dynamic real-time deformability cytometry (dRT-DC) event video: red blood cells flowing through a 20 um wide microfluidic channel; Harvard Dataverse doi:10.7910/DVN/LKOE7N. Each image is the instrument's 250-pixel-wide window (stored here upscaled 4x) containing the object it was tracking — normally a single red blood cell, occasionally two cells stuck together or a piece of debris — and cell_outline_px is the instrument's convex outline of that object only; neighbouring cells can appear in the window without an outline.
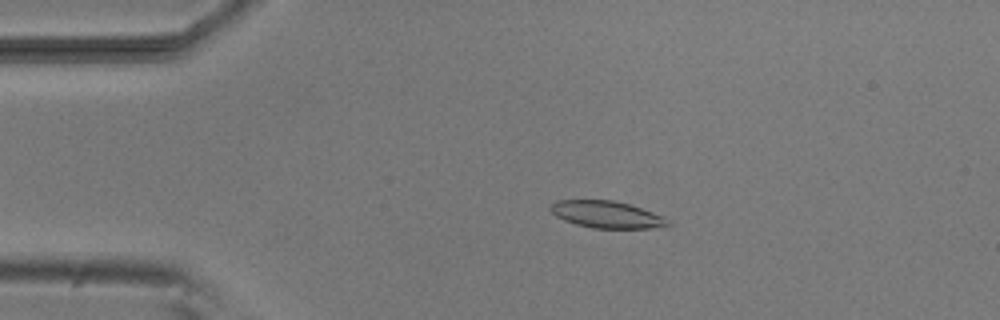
{"species": "common noctule bat (a hibernating species)", "species_latin": "Nyctalus noctula", "temperature_condition": "room temperature", "stored_images_in_passage": 53, "camera_frame_rate_fps": 3000, "um_per_image_px": 0.085, "animal": {"sex": "male", "body_mass_g": 20.5, "forearm_length_mm": 52.5}, "frame": {"image": 1, "passage_image": 11, "time_ms": 3.333, "image_size_px": [1000, 320], "cell_outline_px": [[672, 224], [668, 228], [592, 228], [576, 224], [564, 220], [556, 216], [548, 208], [556, 200], [612, 200], [628, 204], [664, 216]], "centroid_in_image_um": [51.61, 18.24], "position_along_channel_um": 33.4, "area_um2": 18.55}}
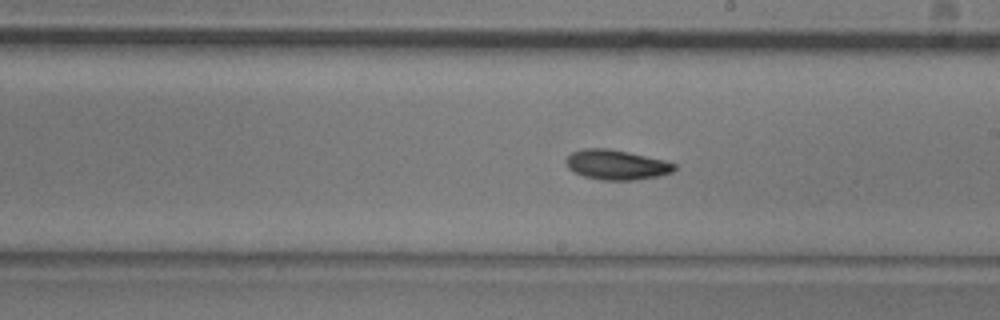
{"frame": {"image": 2, "passage_image": 30, "time_ms": 9.667, "image_size_px": [1000, 320], "cell_outline_px": [[676, 168], [672, 172], [660, 176], [636, 180], [600, 180], [584, 176], [572, 172], [568, 168], [564, 160], [572, 152], [584, 148], [608, 148], [628, 152], [664, 160], [676, 164]], "centroid_in_image_um": [52.38, 14.01], "position_along_channel_um": 236.6, "area_um2": 19.02}}
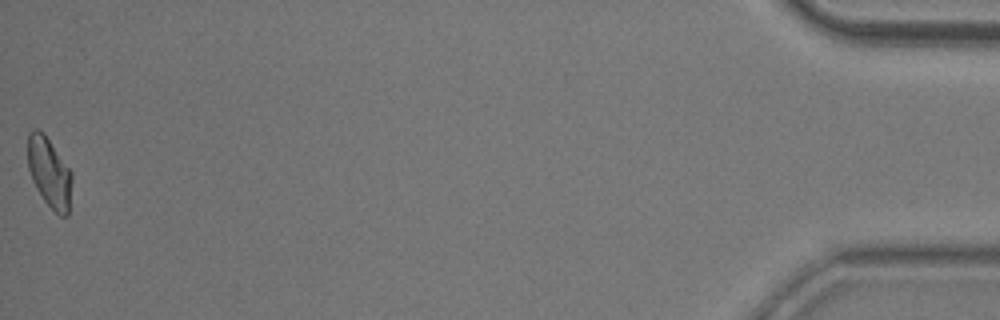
{"frame": {"image": 3, "passage_image": 53, "time_ms": 17.333, "image_size_px": [1000, 320], "cell_outline_px": [[72, 180], [68, 216], [60, 216], [44, 200], [36, 188], [32, 180], [28, 168], [28, 132], [32, 128], [36, 128], [44, 132], [72, 172]], "centroid_in_image_um": [4.19, 14.63], "position_along_channel_um": 431.0, "area_um2": 18.09}, "authors_computed_cell_mechanics": {"area_um2": 18.3804, "velocity_mm_per_s": 3.837, "shape_relaxation_time_tau1_ms": 4.9732, "shape_relaxation_time_tau2_ms": 7.5004, "deformation_change_tau1": 0.1305, "deformation_change_tau2": 0.1283}}